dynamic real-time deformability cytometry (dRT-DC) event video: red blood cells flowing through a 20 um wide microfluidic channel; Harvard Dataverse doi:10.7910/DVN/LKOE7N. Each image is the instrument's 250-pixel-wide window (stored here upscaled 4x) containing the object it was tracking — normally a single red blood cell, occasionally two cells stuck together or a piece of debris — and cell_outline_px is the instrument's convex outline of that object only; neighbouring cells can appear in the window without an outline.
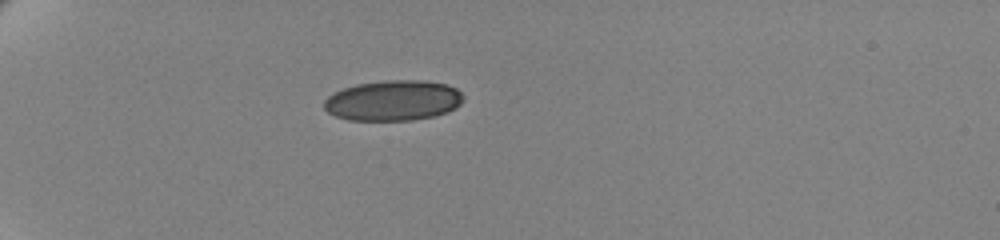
{"species": "human", "species_latin": "Homo sapiens", "temperature_condition": "cold", "stored_images_in_passage": 42, "camera_frame_rate_fps": 3000, "um_per_image_px": 0.085, "donor": {"sex": "female"}, "frame": {"image": 1, "passage_image": 1, "time_ms": 0.0, "image_size_px": [1000, 240], "cell_outline_px": [[464, 96], [460, 104], [456, 108], [448, 112], [432, 116], [412, 120], [348, 120], [336, 116], [328, 112], [324, 108], [324, 100], [328, 96], [344, 88], [356, 84], [388, 80], [420, 80], [448, 84], [456, 88]], "centroid_in_image_um": [33.43, 8.54], "position_along_channel_um": 51.6, "area_um2": 32.77}}
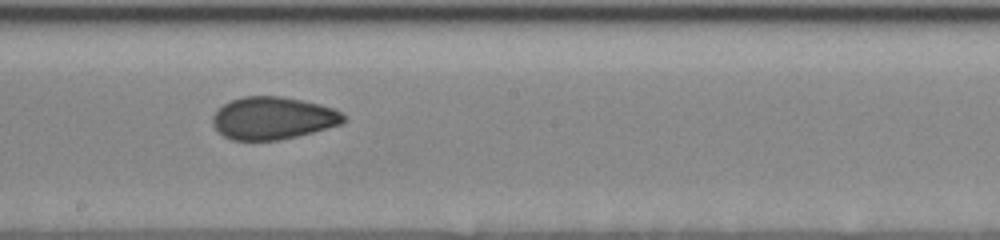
{"frame": {"image": 2, "passage_image": 19, "time_ms": 6.0, "image_size_px": [1000, 240], "cell_outline_px": [[344, 124], [280, 140], [232, 140], [224, 136], [212, 124], [212, 116], [224, 104], [232, 100], [244, 96], [280, 96], [320, 104], [332, 108], [340, 112], [344, 116]], "centroid_in_image_um": [23.2, 10.04], "position_along_channel_um": 225.0, "area_um2": 32.19}}
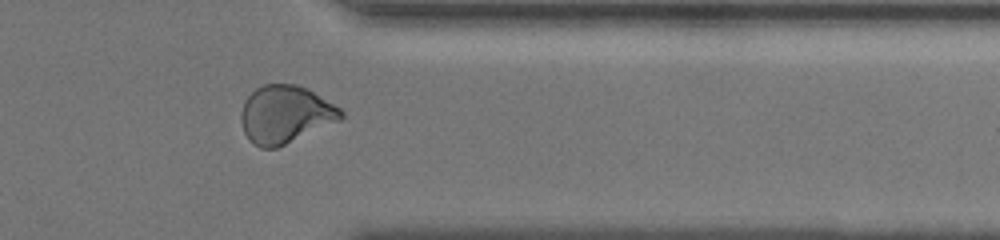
{"frame": {"image": 3, "passage_image": 33, "time_ms": 10.667, "image_size_px": [1000, 240], "cell_outline_px": [[344, 116], [340, 120], [276, 148], [260, 148], [248, 140], [244, 132], [240, 120], [240, 116], [244, 100], [256, 88], [264, 84], [296, 84], [312, 92], [340, 108], [344, 112]], "centroid_in_image_um": [24.21, 9.73], "position_along_channel_um": 387.2, "area_um2": 33.29}, "authors_computed_cell_mechanics": {"area_um2": 32.8882, "velocity_mm_per_s": 3.5006, "shape_relaxation_time_tau1_ms": null, "shape_relaxation_time_tau2_ms": 1.6816, "deformation_change_tau1": null, "deformation_change_tau2": 0.0516}}